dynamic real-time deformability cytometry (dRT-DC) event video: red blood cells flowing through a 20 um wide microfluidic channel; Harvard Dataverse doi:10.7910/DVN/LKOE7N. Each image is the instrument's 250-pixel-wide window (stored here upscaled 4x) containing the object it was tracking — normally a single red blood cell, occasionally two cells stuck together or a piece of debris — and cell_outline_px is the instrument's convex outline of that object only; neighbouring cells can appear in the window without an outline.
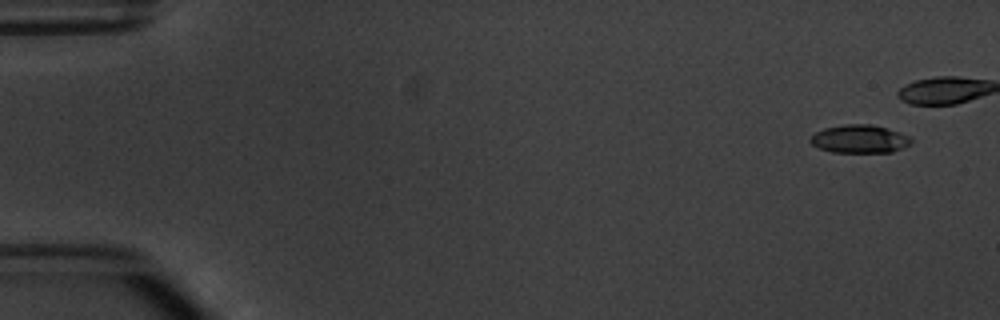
{"species": "common noctule bat (a hibernating species)", "species_latin": "Nyctalus noctula", "temperature_condition": "warm", "stored_images_in_passage": 7, "camera_frame_rate_fps": 3000, "um_per_image_px": 0.085, "animal": {"sex": "male", "body_mass_g": 20.1, "forearm_length_mm": 53.5}, "frame": {"image": 1, "passage_image": 1, "time_ms": 0.0, "image_size_px": [1000, 320], "cell_outline_px": [[912, 144], [892, 152], [832, 152], [820, 148], [812, 144], [808, 140], [816, 132], [824, 128], [844, 124], [872, 124], [888, 128], [900, 132], [908, 136], [912, 140]], "centroid_in_image_um": [73.08, 11.8], "position_along_channel_um": 11.9, "area_um2": 16.59}}